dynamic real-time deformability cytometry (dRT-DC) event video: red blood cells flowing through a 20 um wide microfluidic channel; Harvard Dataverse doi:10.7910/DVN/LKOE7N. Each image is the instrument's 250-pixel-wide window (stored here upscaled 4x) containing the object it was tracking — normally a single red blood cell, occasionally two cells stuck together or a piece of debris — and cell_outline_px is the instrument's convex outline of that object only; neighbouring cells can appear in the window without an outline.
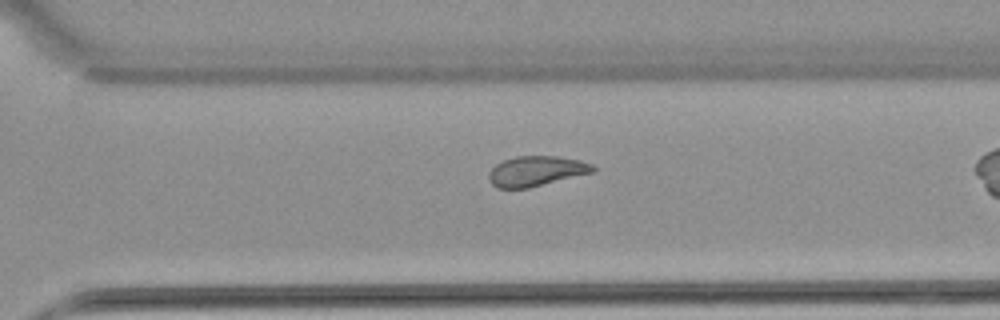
{"species": "common noctule bat (a hibernating species)", "species_latin": "Nyctalus noctula", "temperature_condition": "warm", "stored_images_in_passage": 31, "camera_frame_rate_fps": 3000, "um_per_image_px": 0.085, "animal": {"sex": "female", "body_mass_g": 22.7, "forearm_length_mm": 54.2}, "frame": {"image": 1, "passage_image": 27, "time_ms": 8.667, "image_size_px": [1000, 320], "cell_outline_px": [[596, 168], [592, 172], [528, 188], [496, 188], [488, 180], [488, 172], [496, 164], [504, 160], [516, 156], [556, 156], [580, 160], [592, 164]], "centroid_in_image_um": [45.53, 14.54], "position_along_channel_um": 325.1, "area_um2": 18.15}}